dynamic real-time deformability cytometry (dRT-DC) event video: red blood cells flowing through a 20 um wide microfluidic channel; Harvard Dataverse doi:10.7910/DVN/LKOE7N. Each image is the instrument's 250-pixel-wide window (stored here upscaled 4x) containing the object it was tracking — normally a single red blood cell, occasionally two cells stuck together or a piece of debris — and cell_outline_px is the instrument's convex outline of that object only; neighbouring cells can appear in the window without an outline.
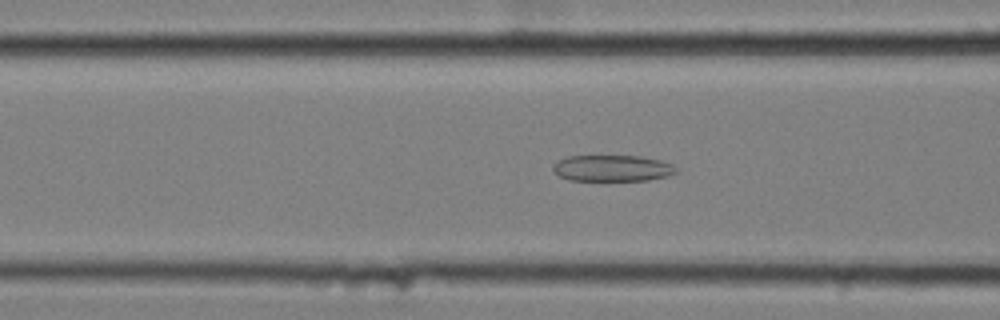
{"species": "common noctule bat (a hibernating species)", "species_latin": "Nyctalus noctula", "temperature_condition": "cold", "stored_images_in_passage": 58, "camera_frame_rate_fps": 3000, "um_per_image_px": 0.085, "animal": {"sex": "female", "body_mass_g": 25.1}, "frame": {"image": 1, "passage_image": 22, "time_ms": 7.0, "image_size_px": [1000, 320], "cell_outline_px": [[676, 172], [668, 176], [648, 180], [568, 180], [560, 176], [552, 168], [560, 160], [568, 156], [640, 156], [660, 160], [672, 164], [676, 168]], "centroid_in_image_um": [52.08, 14.3], "position_along_channel_um": 114.5, "area_um2": 18.61}}
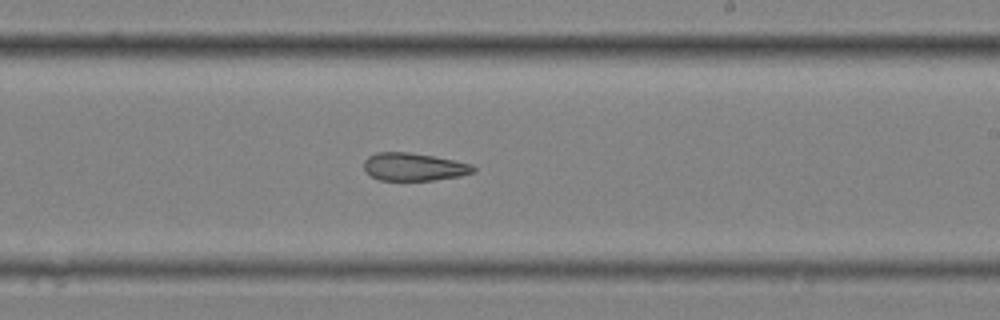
{"frame": {"image": 2, "passage_image": 34, "time_ms": 11.0, "image_size_px": [1000, 320], "cell_outline_px": [[476, 172], [460, 176], [432, 180], [380, 180], [372, 176], [364, 168], [364, 160], [368, 156], [376, 152], [408, 152], [432, 156], [472, 164], [476, 168]], "centroid_in_image_um": [35.19, 14.18], "position_along_channel_um": 253.8, "area_um2": 17.63}}
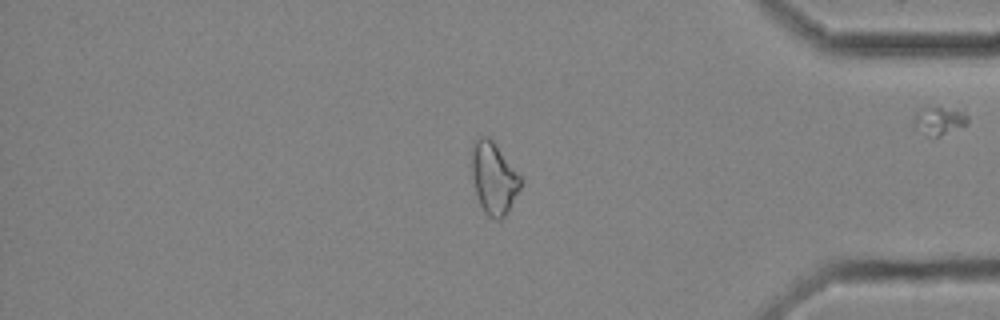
{"frame": {"image": 3, "passage_image": 48, "time_ms": 15.667, "image_size_px": [1000, 320], "cell_outline_px": [[520, 188], [504, 216], [500, 220], [496, 220], [488, 216], [484, 212], [480, 204], [476, 192], [472, 176], [472, 140], [480, 136], [488, 136], [492, 140], [520, 176]], "centroid_in_image_um": [41.93, 15.12], "position_along_channel_um": 393.3, "area_um2": 20.06}, "authors_computed_cell_mechanics": {"area_um2": 21.0103, "velocity_mm_per_s": 3.4847, "shape_relaxation_time_tau1_ms": null, "shape_relaxation_time_tau2_ms": 5.3326, "deformation_change_tau1": null, "deformation_change_tau2": 0.1515}}